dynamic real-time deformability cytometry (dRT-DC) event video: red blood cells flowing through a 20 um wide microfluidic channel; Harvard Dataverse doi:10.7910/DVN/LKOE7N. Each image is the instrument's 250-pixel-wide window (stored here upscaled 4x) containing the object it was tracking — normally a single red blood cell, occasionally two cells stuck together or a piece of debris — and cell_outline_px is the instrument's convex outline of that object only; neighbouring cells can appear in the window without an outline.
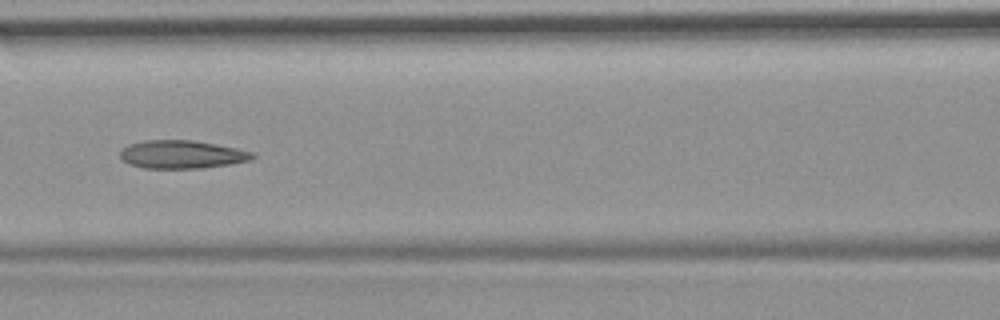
{"species": "common noctule bat (a hibernating species)", "species_latin": "Nyctalus noctula", "temperature_condition": "room temperature", "stored_images_in_passage": 54, "camera_frame_rate_fps": 3000, "um_per_image_px": 0.085, "animal": {"sex": "female", "body_mass_g": 19.9}, "frame": {"image": 1, "passage_image": 24, "time_ms": 7.667, "image_size_px": [1000, 320], "cell_outline_px": [[256, 156], [248, 160], [228, 164], [204, 168], [144, 168], [128, 164], [120, 156], [120, 152], [128, 144], [144, 140], [192, 140], [216, 144], [236, 148], [252, 152]], "centroid_in_image_um": [15.43, 13.12], "position_along_channel_um": 151.2, "area_um2": 21.56}, "authors_computed_cell_mechanics": {"area_um2": 22.4842, "velocity_mm_per_s": 3.6959, "shape_relaxation_time_tau1_ms": null, "shape_relaxation_time_tau2_ms": 5.392, "deformation_change_tau1": null, "deformation_change_tau2": 0.1404}}